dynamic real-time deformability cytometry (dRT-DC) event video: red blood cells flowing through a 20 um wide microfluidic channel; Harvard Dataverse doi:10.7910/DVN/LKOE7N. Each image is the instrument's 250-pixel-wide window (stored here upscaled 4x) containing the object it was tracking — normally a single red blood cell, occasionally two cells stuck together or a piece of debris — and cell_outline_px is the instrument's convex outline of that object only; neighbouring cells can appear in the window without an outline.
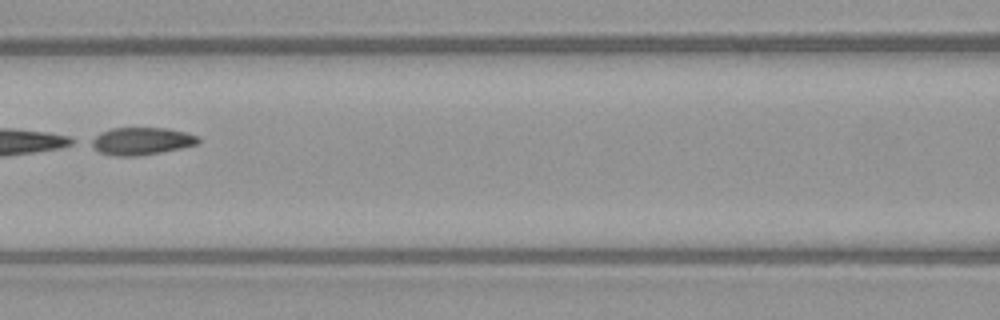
{"species": "common noctule bat (a hibernating species)", "species_latin": "Nyctalus noctula", "temperature_condition": "warm", "stored_images_in_passage": 8, "camera_frame_rate_fps": 3000, "um_per_image_px": 0.085, "animal": {"sex": "female", "body_mass_g": 21.9}, "frame": {"image": 1, "passage_image": 7, "time_ms": 8.0, "image_size_px": [1000, 320], "cell_outline_px": [[200, 140], [196, 144], [180, 148], [160, 152], [136, 156], [116, 156], [100, 152], [88, 144], [88, 140], [100, 132], [112, 128], [168, 128], [184, 132], [196, 136]], "centroid_in_image_um": [11.94, 11.99], "position_along_channel_um": 154.7, "area_um2": 17.05}}
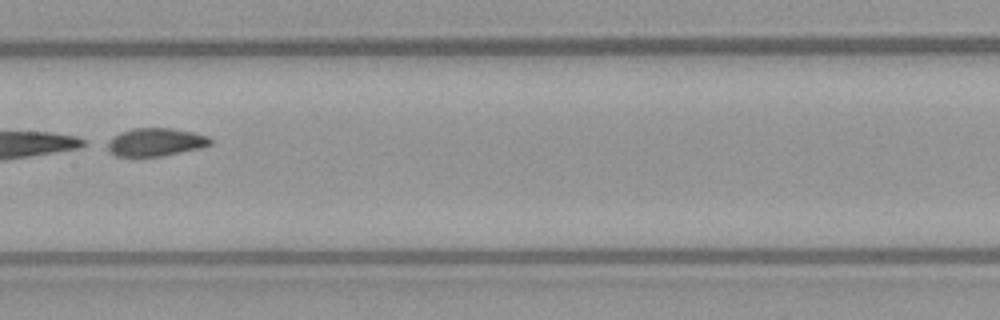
{"frame": {"image": 2, "passage_image": 8, "time_ms": 9.0, "image_size_px": [1000, 320], "cell_outline_px": [[212, 144], [204, 148], [160, 156], [116, 156], [108, 152], [104, 144], [112, 136], [120, 132], [132, 128], [172, 128], [192, 132], [208, 136], [212, 140]], "centroid_in_image_um": [13.19, 12.08], "position_along_channel_um": 194.2, "area_um2": 17.17}}